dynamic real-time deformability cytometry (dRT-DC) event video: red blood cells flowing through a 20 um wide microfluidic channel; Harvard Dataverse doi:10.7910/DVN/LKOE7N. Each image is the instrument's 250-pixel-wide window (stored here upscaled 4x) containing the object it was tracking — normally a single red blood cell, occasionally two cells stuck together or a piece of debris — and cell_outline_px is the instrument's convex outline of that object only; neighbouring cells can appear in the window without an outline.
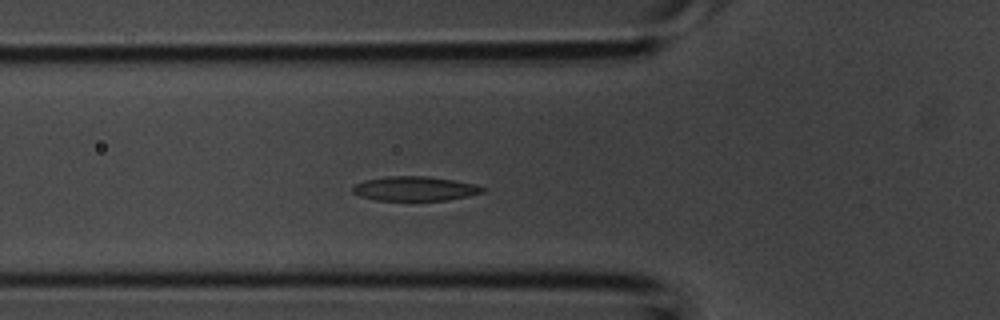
{"species": "common noctule bat (a hibernating species)", "species_latin": "Nyctalus noctula", "temperature_condition": "room temperature", "stored_images_in_passage": 29, "camera_frame_rate_fps": 3000, "um_per_image_px": 0.085, "animal": {"sex": "male", "body_mass_g": 20.1, "forearm_length_mm": 53.5}, "frame": {"image": 1, "passage_image": 2, "time_ms": 0.333, "image_size_px": [1000, 320], "cell_outline_px": [[484, 192], [468, 196], [448, 200], [376, 200], [360, 196], [352, 192], [352, 188], [356, 184], [364, 180], [388, 176], [428, 176], [476, 184], [484, 188]], "centroid_in_image_um": [35.26, 16.03], "position_along_channel_um": 90.5, "area_um2": 18.38}}
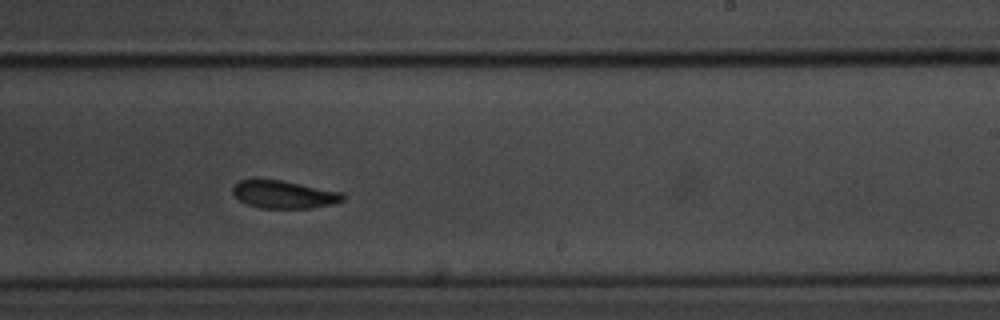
{"frame": {"image": 2, "passage_image": 13, "time_ms": 4.0, "image_size_px": [1000, 320], "cell_outline_px": [[344, 200], [332, 204], [312, 208], [260, 208], [248, 204], [240, 200], [232, 192], [232, 188], [240, 180], [280, 180], [340, 192], [344, 196]], "centroid_in_image_um": [24.13, 16.54], "position_along_channel_um": 264.9, "area_um2": 17.4}}
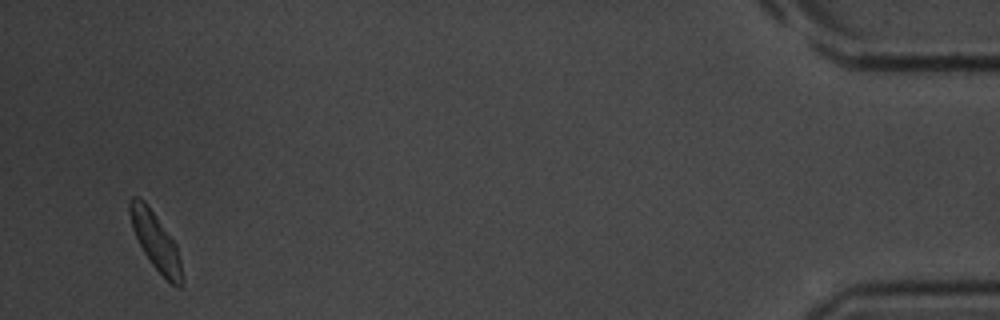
{"frame": {"image": 3, "passage_image": 28, "time_ms": 9.0, "image_size_px": [1000, 320], "cell_outline_px": [[184, 288], [176, 288], [152, 264], [144, 252], [132, 228], [128, 212], [128, 204], [132, 196], [136, 196], [152, 212], [176, 244], [180, 260], [184, 284]], "centroid_in_image_um": [13.25, 20.58], "position_along_channel_um": 422.0, "area_um2": 16.88}}